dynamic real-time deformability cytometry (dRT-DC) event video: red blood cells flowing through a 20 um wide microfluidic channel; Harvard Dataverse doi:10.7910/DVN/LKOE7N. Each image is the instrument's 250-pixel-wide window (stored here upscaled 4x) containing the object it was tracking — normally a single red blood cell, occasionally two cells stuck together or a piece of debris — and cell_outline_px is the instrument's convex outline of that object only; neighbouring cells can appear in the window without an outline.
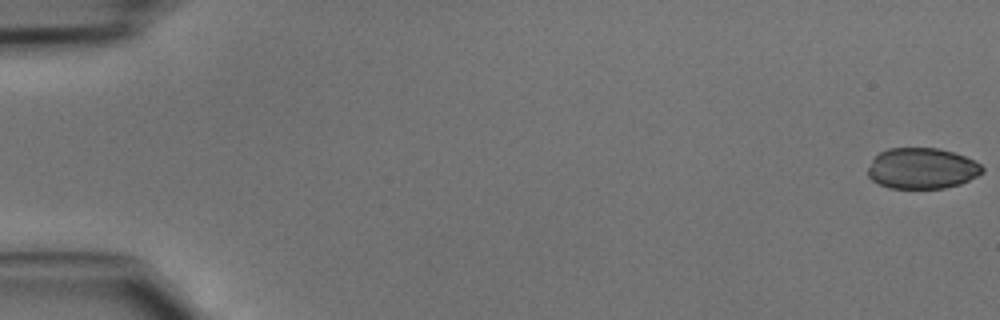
{"species": "common noctule bat (a hibernating species)", "species_latin": "Nyctalus noctula", "temperature_condition": "cold", "stored_images_in_passage": 47, "camera_frame_rate_fps": 3000, "um_per_image_px": 0.085, "animal": {"sex": "male", "body_mass_g": 15.6}, "frame": {"image": 1, "passage_image": 1, "time_ms": 0.0, "image_size_px": [1000, 320], "cell_outline_px": [[984, 172], [960, 184], [944, 188], [888, 188], [872, 180], [868, 176], [868, 168], [872, 160], [880, 152], [888, 148], [940, 148], [964, 156], [980, 164], [984, 168]], "centroid_in_image_um": [78.36, 14.31], "position_along_channel_um": 6.6, "area_um2": 27.17}}
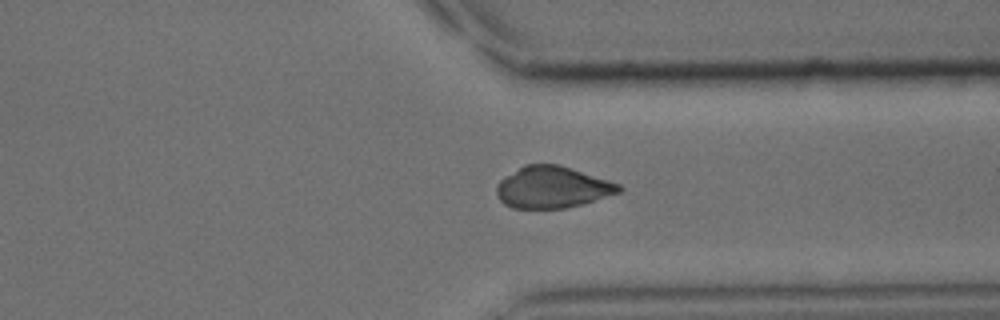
{"frame": {"image": 2, "passage_image": 36, "time_ms": 11.667, "image_size_px": [1000, 320], "cell_outline_px": [[624, 188], [620, 192], [580, 204], [564, 208], [512, 208], [504, 204], [500, 200], [496, 192], [496, 184], [504, 176], [524, 164], [556, 164], [608, 180], [620, 184]], "centroid_in_image_um": [46.9, 15.91], "position_along_channel_um": 364.5, "area_um2": 29.42}}
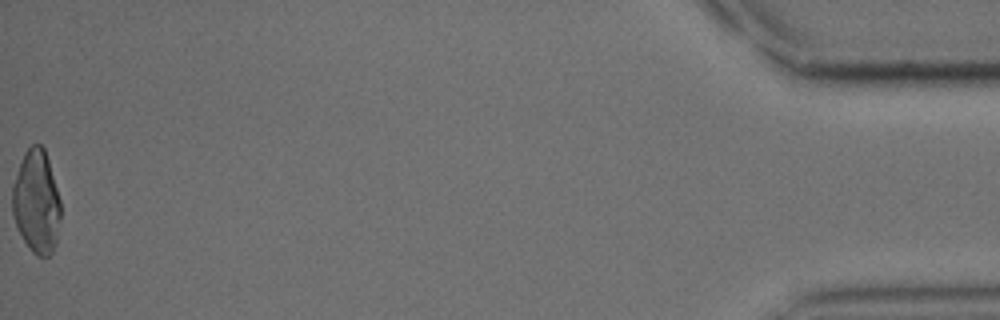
{"frame": {"image": 3, "passage_image": 47, "time_ms": 15.333, "image_size_px": [1000, 320], "cell_outline_px": [[60, 220], [56, 240], [52, 252], [48, 256], [36, 256], [32, 252], [24, 240], [16, 224], [12, 212], [12, 188], [24, 152], [32, 144], [40, 144], [44, 148], [48, 160], [60, 200]], "centroid_in_image_um": [3.1, 17.16], "position_along_channel_um": 432.1, "area_um2": 28.67}}